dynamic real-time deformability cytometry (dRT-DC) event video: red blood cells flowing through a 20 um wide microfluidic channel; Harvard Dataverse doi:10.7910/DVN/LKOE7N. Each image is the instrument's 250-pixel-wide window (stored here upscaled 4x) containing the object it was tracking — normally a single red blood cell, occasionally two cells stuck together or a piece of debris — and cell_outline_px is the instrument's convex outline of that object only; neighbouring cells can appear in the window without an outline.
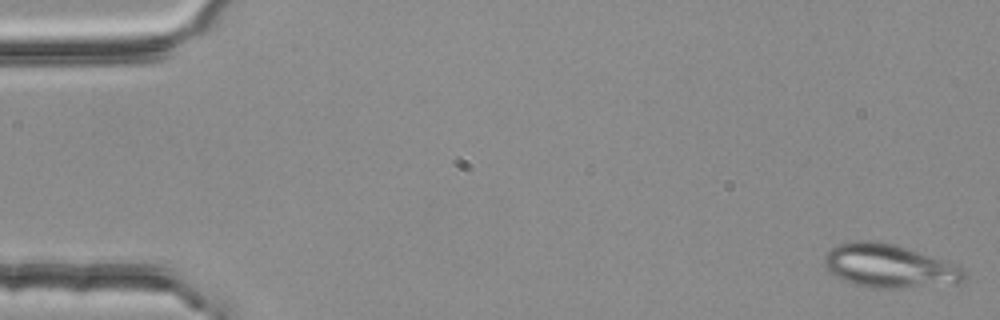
{"species": "common noctule bat (a hibernating species)", "species_latin": "Nyctalus noctula", "temperature_condition": "room temperature", "stored_images_in_passage": 52, "camera_frame_rate_fps": 3000, "um_per_image_px": 0.085, "animal": {"sex": "female", "body_mass_g": 25.1}, "frame": {"image": 1, "passage_image": 1, "time_ms": 0.0, "image_size_px": [1000, 320], "cell_outline_px": [[968, 276], [964, 284], [904, 288], [872, 288], [856, 284], [844, 280], [836, 276], [824, 264], [824, 256], [836, 244], [852, 240], [876, 240], [892, 244], [964, 268]], "centroid_in_image_um": [75.63, 22.63], "position_along_channel_um": 9.4, "area_um2": 35.37}}
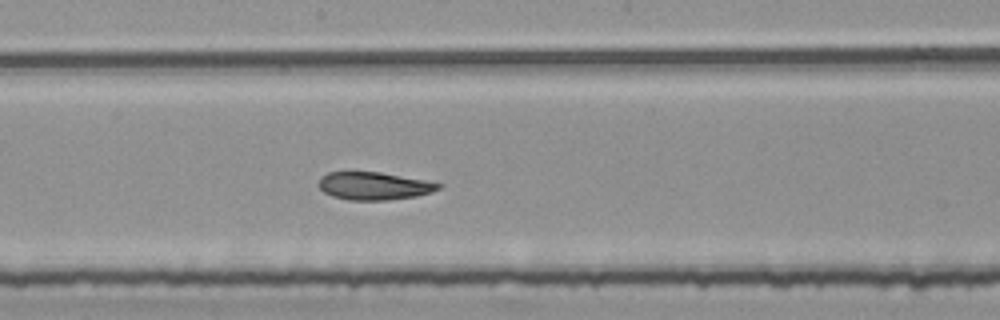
{"frame": {"image": 2, "passage_image": 29, "time_ms": 9.333, "image_size_px": [1000, 320], "cell_outline_px": [[444, 184], [440, 188], [432, 192], [416, 196], [388, 200], [348, 200], [332, 196], [324, 192], [316, 184], [320, 176], [328, 172], [380, 172], [424, 180]], "centroid_in_image_um": [31.76, 15.8], "position_along_channel_um": 216.4, "area_um2": 19.48}}
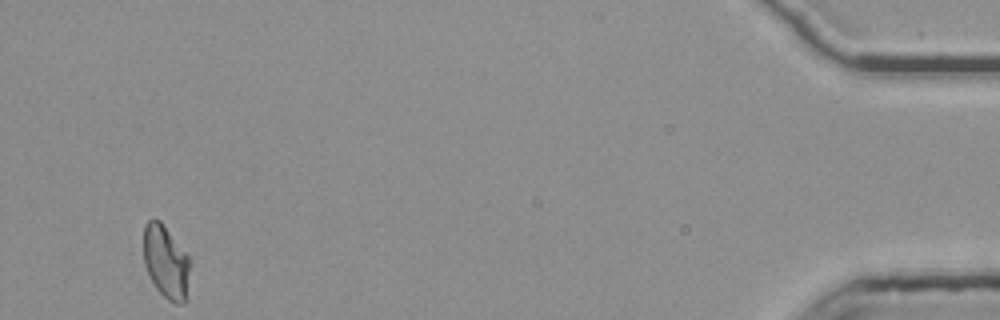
{"frame": {"image": 3, "passage_image": 52, "time_ms": 17.0, "image_size_px": [1000, 320], "cell_outline_px": [[188, 300], [184, 304], [176, 304], [168, 300], [156, 288], [144, 264], [144, 224], [148, 220], [160, 220], [188, 256]], "centroid_in_image_um": [14.1, 22.3], "position_along_channel_um": 421.1, "area_um2": 19.54}, "authors_computed_cell_mechanics": {"area_um2": 20.4034, "velocity_mm_per_s": 3.7573, "shape_relaxation_time_tau1_ms": null, "shape_relaxation_time_tau2_ms": 2.0524, "deformation_change_tau1": null, "deformation_change_tau2": 0.0845}}